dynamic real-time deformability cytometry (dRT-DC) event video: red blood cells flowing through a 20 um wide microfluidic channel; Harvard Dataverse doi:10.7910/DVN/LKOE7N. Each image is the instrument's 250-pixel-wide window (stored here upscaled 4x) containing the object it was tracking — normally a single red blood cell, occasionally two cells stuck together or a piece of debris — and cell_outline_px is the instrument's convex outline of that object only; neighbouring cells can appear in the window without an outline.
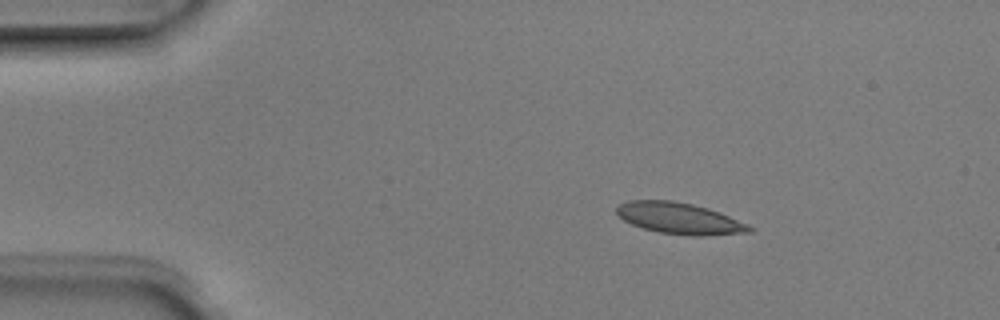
{"species": "Egyptian fruit bat (a non-hibernating species)", "species_latin": "Rousettus aegyptiacus", "temperature_condition": "room temperature", "stored_images_in_passage": 4, "camera_frame_rate_fps": 3000, "um_per_image_px": 0.085, "animal": {"sex": "male"}, "frame": {"image": 1, "passage_image": 2, "time_ms": 0.333, "image_size_px": [1000, 320], "cell_outline_px": [[756, 228], [752, 232], [704, 236], [692, 236], [660, 232], [644, 228], [632, 224], [624, 220], [616, 212], [616, 208], [620, 204], [628, 200], [672, 200], [692, 204], [708, 208], [720, 212], [748, 224]], "centroid_in_image_um": [57.8, 18.56], "position_along_channel_um": 27.2, "area_um2": 24.28}}
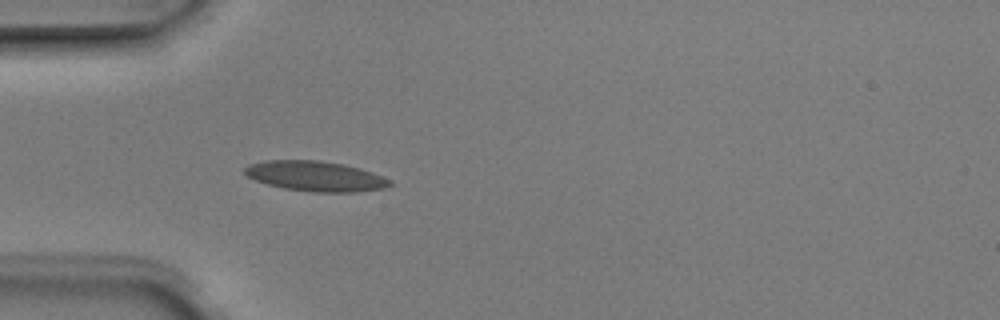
{"frame": {"image": 2, "passage_image": 4, "time_ms": 1.0, "image_size_px": [1000, 320], "cell_outline_px": [[392, 184], [384, 188], [356, 192], [312, 192], [284, 188], [268, 184], [256, 180], [248, 176], [244, 172], [244, 168], [248, 164], [268, 160], [320, 160], [344, 164], [360, 168], [372, 172], [392, 180]], "centroid_in_image_um": [26.83, 14.97], "position_along_channel_um": 58.2, "area_um2": 25.49}}